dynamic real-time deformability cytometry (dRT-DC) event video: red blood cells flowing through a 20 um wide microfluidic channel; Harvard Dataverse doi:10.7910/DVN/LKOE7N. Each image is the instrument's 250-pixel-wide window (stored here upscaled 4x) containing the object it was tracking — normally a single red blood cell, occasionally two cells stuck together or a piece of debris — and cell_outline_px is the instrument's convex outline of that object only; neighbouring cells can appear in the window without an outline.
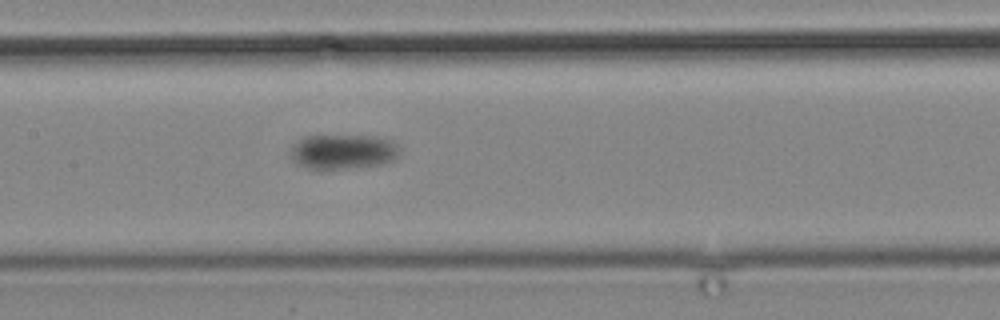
{"species": "common noctule bat (a hibernating species)", "species_latin": "Nyctalus noctula", "temperature_condition": "cold", "stored_images_in_passage": 14, "camera_frame_rate_fps": 3000, "um_per_image_px": 0.085, "animal": {"sex": "male", "body_mass_g": 19.2, "forearm_length_mm": 51.8}, "frame": {"image": 1, "passage_image": 14, "time_ms": 16.0, "image_size_px": [1000, 320], "cell_outline_px": [[400, 156], [396, 160], [384, 164], [344, 168], [308, 168], [300, 164], [292, 156], [292, 148], [300, 140], [308, 136], [380, 136], [392, 140], [400, 148]], "centroid_in_image_um": [29.31, 12.88], "position_along_channel_um": 178.1, "area_um2": 21.79}}